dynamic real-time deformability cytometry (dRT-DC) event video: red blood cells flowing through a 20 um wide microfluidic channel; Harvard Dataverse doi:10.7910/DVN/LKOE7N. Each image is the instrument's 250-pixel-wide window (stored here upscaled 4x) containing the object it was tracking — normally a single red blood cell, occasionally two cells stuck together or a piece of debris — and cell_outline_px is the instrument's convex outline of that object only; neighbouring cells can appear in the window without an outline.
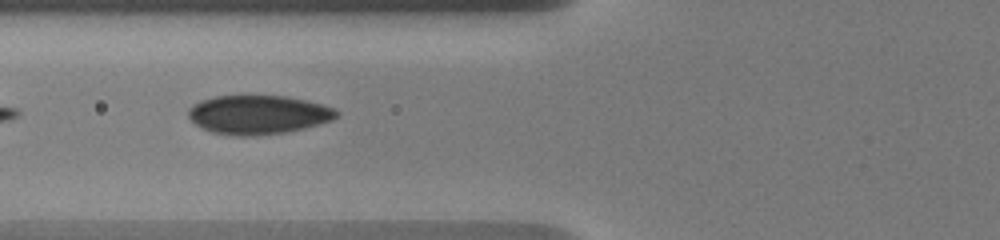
{"species": "human", "species_latin": "Homo sapiens", "temperature_condition": "warm", "stored_images_in_passage": 18, "segment_of_instrument_passage": [2, 2], "camera_frame_rate_fps": 3000, "um_per_image_px": 0.085, "donor": {"sex": "male"}, "frame": {"image": 1, "passage_image": 14, "time_ms": 7.333, "image_size_px": [1000, 240], "cell_outline_px": [[340, 112], [332, 120], [304, 128], [288, 132], [252, 136], [236, 136], [212, 132], [196, 124], [188, 116], [188, 108], [192, 104], [200, 100], [216, 96], [288, 96], [308, 100], [336, 108]], "centroid_in_image_um": [21.97, 9.74], "position_along_channel_um": 103.8, "area_um2": 33.76}}
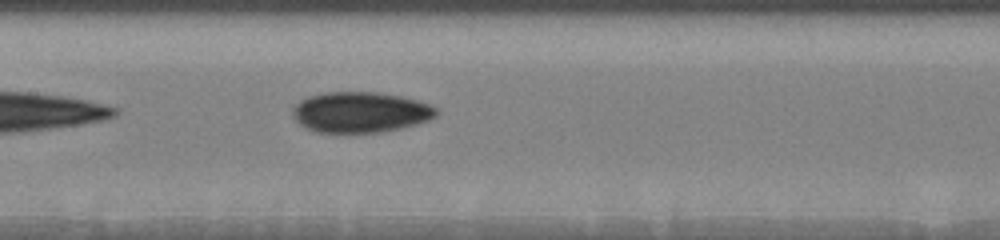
{"frame": {"image": 2, "passage_image": 18, "time_ms": 9.333, "image_size_px": [1000, 240], "cell_outline_px": [[436, 116], [428, 120], [416, 124], [400, 128], [380, 132], [316, 132], [304, 128], [292, 116], [292, 108], [300, 100], [308, 96], [328, 92], [380, 92], [400, 96], [416, 100], [428, 104], [436, 108]], "centroid_in_image_um": [30.59, 9.53], "position_along_channel_um": 176.8, "area_um2": 33.93}}